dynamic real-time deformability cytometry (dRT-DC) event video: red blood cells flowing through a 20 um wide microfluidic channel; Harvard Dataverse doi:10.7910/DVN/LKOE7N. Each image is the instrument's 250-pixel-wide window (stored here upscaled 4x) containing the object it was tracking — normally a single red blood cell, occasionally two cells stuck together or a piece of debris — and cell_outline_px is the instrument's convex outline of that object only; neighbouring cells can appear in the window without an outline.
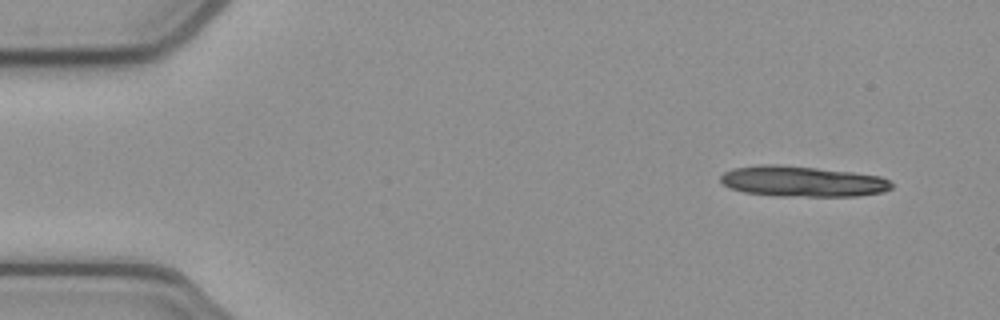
{"species": "common noctule bat (a hibernating species)", "species_latin": "Nyctalus noctula", "temperature_condition": "cold", "stored_images_in_passage": 11, "camera_frame_rate_fps": 3000, "um_per_image_px": 0.085, "animal": {"sex": "female", "body_mass_g": 21.9}, "frame": {"image": 1, "passage_image": 1, "time_ms": 0.0, "image_size_px": [1000, 320], "cell_outline_px": [[892, 188], [884, 192], [856, 196], [780, 196], [744, 192], [732, 188], [724, 184], [720, 180], [720, 176], [724, 172], [732, 168], [760, 164], [776, 164], [816, 168], [852, 172], [880, 176], [888, 180], [892, 184]], "centroid_in_image_um": [68.2, 15.41], "position_along_channel_um": 16.8, "area_um2": 30.46}}